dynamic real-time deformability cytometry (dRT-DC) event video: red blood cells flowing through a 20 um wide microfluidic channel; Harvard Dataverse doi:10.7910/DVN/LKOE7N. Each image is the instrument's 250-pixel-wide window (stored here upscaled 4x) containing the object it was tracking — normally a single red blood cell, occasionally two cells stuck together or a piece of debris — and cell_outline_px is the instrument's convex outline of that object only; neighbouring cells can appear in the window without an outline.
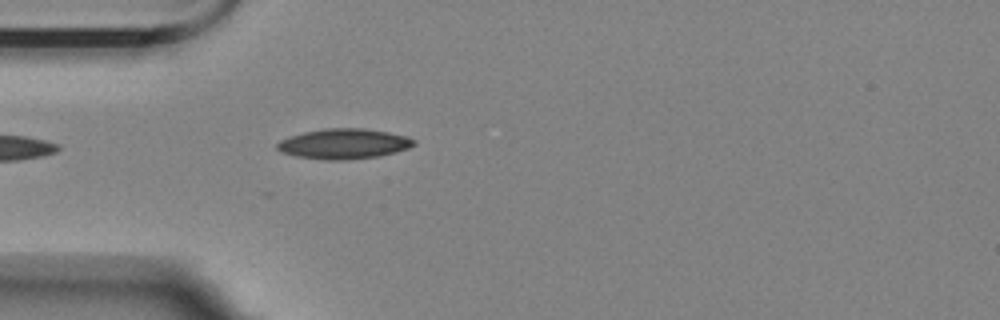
{"species": "Egyptian fruit bat (a non-hibernating species)", "species_latin": "Rousettus aegyptiacus", "temperature_condition": "room temperature", "stored_images_in_passage": 4, "camera_frame_rate_fps": 3000, "um_per_image_px": 0.085, "animal": {"sex": "female"}, "frame": {"image": 1, "passage_image": 4, "time_ms": 3.333, "image_size_px": [1000, 320], "cell_outline_px": [[416, 144], [408, 148], [396, 152], [376, 156], [344, 160], [324, 160], [296, 156], [284, 152], [276, 148], [276, 144], [280, 140], [304, 132], [324, 128], [364, 128], [388, 132], [404, 136], [416, 140]], "centroid_in_image_um": [29.23, 12.22], "position_along_channel_um": 55.8, "area_um2": 23.87}}